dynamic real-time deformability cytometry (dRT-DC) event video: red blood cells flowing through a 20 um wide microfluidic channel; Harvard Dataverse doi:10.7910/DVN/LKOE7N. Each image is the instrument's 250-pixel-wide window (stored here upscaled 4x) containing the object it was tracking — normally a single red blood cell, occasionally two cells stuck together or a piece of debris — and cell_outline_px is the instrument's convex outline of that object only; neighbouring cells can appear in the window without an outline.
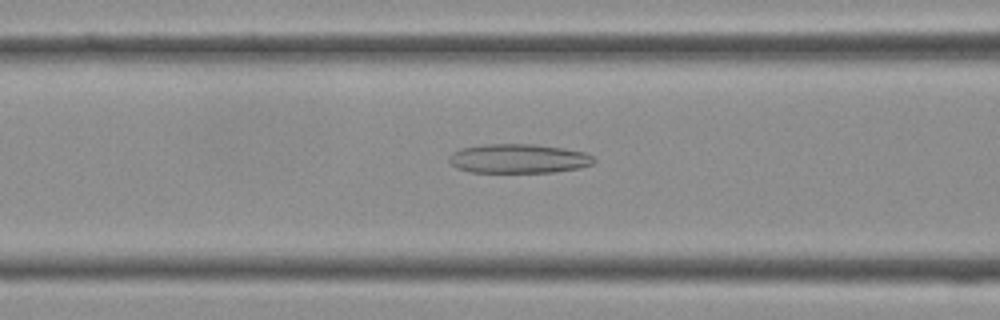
{"species": "Egyptian fruit bat (a non-hibernating species)", "species_latin": "Rousettus aegyptiacus", "temperature_condition": "cold", "stored_images_in_passage": 34, "camera_frame_rate_fps": 3000, "um_per_image_px": 0.085, "frame": {"image": 1, "passage_image": 12, "time_ms": 3.667, "image_size_px": [1000, 320], "cell_outline_px": [[596, 160], [592, 164], [580, 168], [552, 172], [468, 172], [456, 168], [448, 160], [448, 156], [452, 152], [460, 148], [484, 144], [536, 144], [564, 148], [584, 152], [592, 156]], "centroid_in_image_um": [44.05, 13.48], "position_along_channel_um": 122.6, "area_um2": 24.85}}
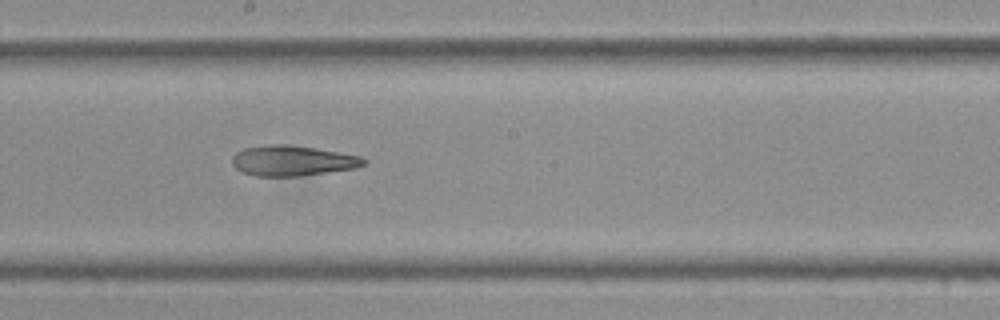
{"frame": {"image": 2, "passage_image": 18, "time_ms": 5.667, "image_size_px": [1000, 320], "cell_outline_px": [[368, 164], [356, 168], [300, 176], [256, 176], [240, 172], [232, 164], [232, 156], [236, 152], [244, 148], [280, 144], [284, 144], [316, 148], [340, 152], [360, 156], [368, 160]], "centroid_in_image_um": [24.89, 13.67], "position_along_channel_um": 223.3, "area_um2": 23.35}}
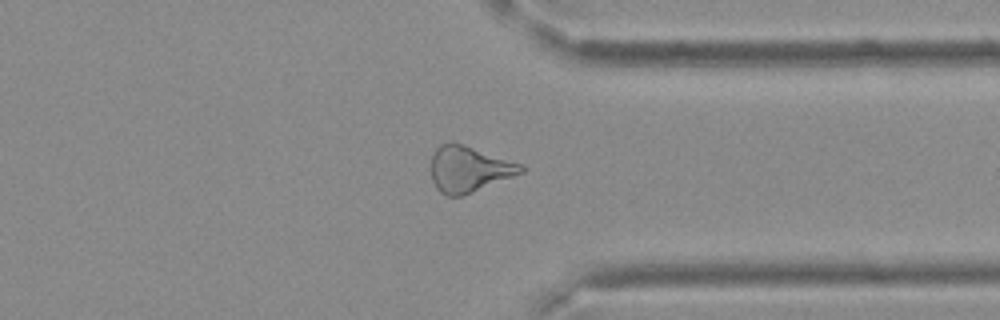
{"frame": {"image": 3, "passage_image": 27, "time_ms": 8.667, "image_size_px": [1000, 320], "cell_outline_px": [[524, 172], [472, 192], [460, 196], [448, 196], [440, 192], [436, 188], [432, 180], [432, 156], [436, 148], [440, 144], [452, 140], [524, 164]], "centroid_in_image_um": [39.86, 14.34], "position_along_channel_um": 371.5, "area_um2": 24.22}}